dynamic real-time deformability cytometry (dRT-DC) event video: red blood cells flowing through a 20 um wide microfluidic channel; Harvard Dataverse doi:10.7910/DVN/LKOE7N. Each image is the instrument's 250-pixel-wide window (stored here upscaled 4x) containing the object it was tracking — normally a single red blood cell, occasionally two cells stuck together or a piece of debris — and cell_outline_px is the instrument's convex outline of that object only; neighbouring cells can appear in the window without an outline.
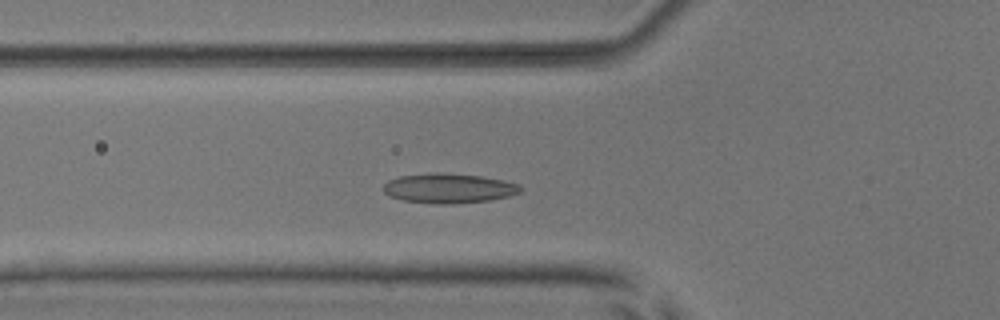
{"species": "common noctule bat (a hibernating species)", "species_latin": "Nyctalus noctula", "temperature_condition": "room temperature", "stored_images_in_passage": 48, "camera_frame_rate_fps": 3000, "um_per_image_px": 0.085, "animal": {"sex": "male", "body_mass_g": 17.9, "forearm_length_mm": 54.2}, "frame": {"image": 1, "passage_image": 14, "time_ms": 4.333, "image_size_px": [1000, 320], "cell_outline_px": [[524, 188], [520, 192], [508, 196], [492, 200], [452, 204], [432, 204], [404, 200], [388, 196], [380, 188], [388, 180], [400, 176], [436, 172], [480, 176], [504, 180], [520, 184]], "centroid_in_image_um": [38.14, 16.01], "position_along_channel_um": 87.7, "area_um2": 23.99}}
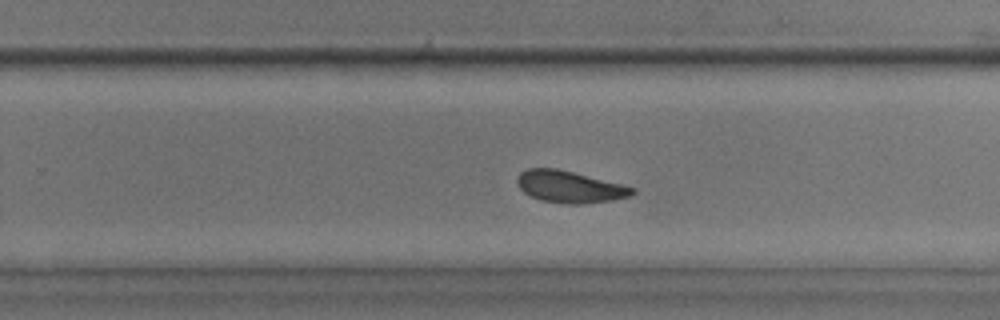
{"frame": {"image": 2, "passage_image": 29, "time_ms": 9.333, "image_size_px": [1000, 320], "cell_outline_px": [[636, 192], [628, 196], [612, 200], [580, 204], [568, 204], [540, 200], [524, 192], [516, 184], [516, 180], [520, 172], [528, 168], [556, 168], [636, 188]], "centroid_in_image_um": [48.38, 15.88], "position_along_channel_um": 281.4, "area_um2": 21.1}}
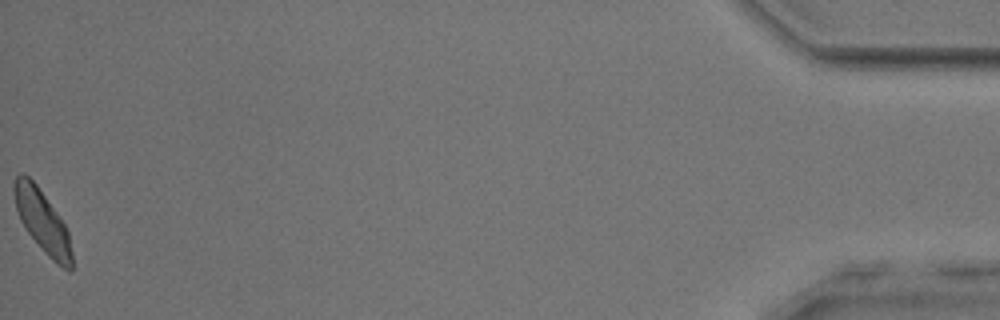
{"frame": {"image": 3, "passage_image": 48, "time_ms": 15.667, "image_size_px": [1000, 320], "cell_outline_px": [[72, 272], [68, 272], [52, 260], [44, 252], [28, 232], [20, 220], [16, 208], [16, 176], [20, 172], [24, 172], [36, 184], [64, 224], [68, 232], [72, 252]], "centroid_in_image_um": [3.64, 18.88], "position_along_channel_um": 431.6, "area_um2": 20.35}, "authors_computed_cell_mechanics": {"area_um2": 21.7906, "velocity_mm_per_s": 3.8864, "shape_relaxation_time_tau1_ms": 3.2403, "shape_relaxation_time_tau2_ms": 2.2111, "deformation_change_tau1": 0.0962, "deformation_change_tau2": 0.0922}}